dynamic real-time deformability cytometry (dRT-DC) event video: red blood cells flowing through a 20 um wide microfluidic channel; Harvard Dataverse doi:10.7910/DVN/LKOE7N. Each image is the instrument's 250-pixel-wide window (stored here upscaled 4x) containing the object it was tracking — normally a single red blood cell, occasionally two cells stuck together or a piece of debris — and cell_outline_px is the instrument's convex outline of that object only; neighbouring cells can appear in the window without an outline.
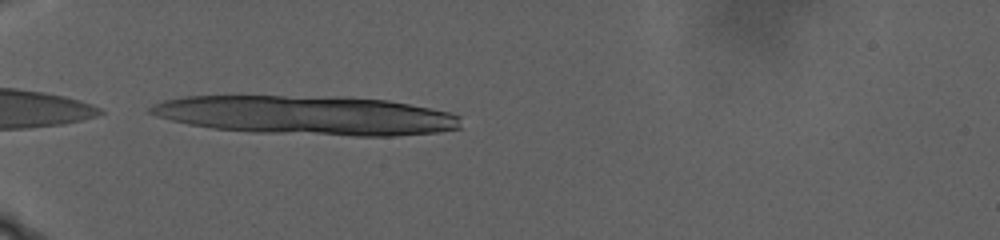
{"species": "human", "species_latin": "Homo sapiens", "temperature_condition": "warm", "stored_images_in_passage": 7, "camera_frame_rate_fps": 3000, "um_per_image_px": 0.085, "donor": {"sex": "male"}, "frame": {"image": 1, "passage_image": 1, "time_ms": 0.0, "image_size_px": [1000, 240], "cell_outline_px": [[460, 128], [440, 132], [396, 136], [352, 136], [252, 132], [212, 128], [188, 124], [156, 116], [148, 112], [148, 108], [164, 100], [184, 96], [340, 96], [388, 100], [448, 112], [460, 116]], "centroid_in_image_um": [26.07, 9.8], "position_along_channel_um": 58.9, "area_um2": 70.98}}